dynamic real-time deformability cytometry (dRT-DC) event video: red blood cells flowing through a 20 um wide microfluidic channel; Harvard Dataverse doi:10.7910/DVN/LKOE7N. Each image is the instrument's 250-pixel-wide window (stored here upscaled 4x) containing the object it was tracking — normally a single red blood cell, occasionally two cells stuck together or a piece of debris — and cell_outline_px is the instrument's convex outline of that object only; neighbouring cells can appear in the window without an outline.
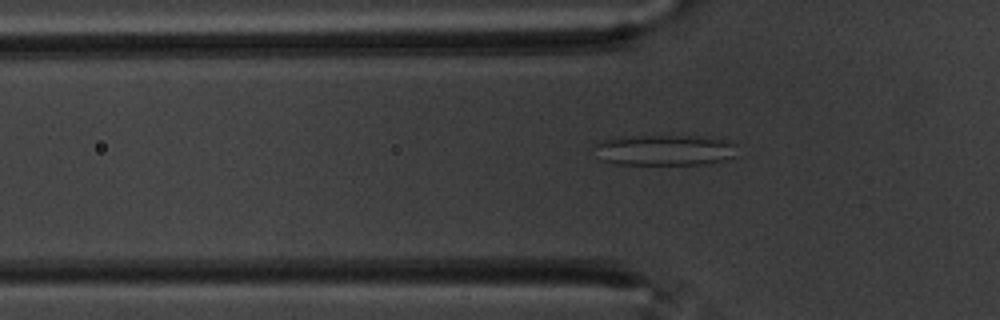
{"species": "common noctule bat (a hibernating species)", "species_latin": "Nyctalus noctula", "temperature_condition": "warm", "stored_images_in_passage": 53, "camera_frame_rate_fps": 3000, "um_per_image_px": 0.085, "animal": {"sex": "male", "body_mass_g": 20.1, "forearm_length_mm": 53.5}, "frame": {"image": 1, "passage_image": 19, "time_ms": 6.0, "image_size_px": [1000, 320], "cell_outline_px": [[736, 156], [708, 164], [616, 164], [596, 160], [592, 148], [596, 144], [604, 140], [616, 136], [696, 136], [728, 140], [736, 144]], "centroid_in_image_um": [56.41, 12.76], "position_along_channel_um": 69.4, "area_um2": 26.13}}
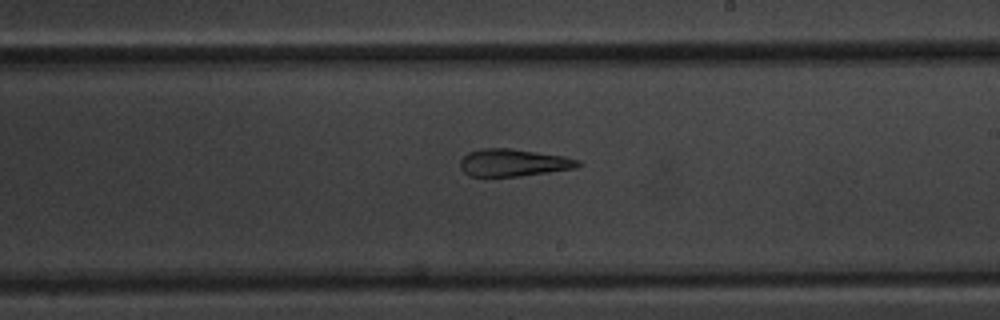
{"frame": {"image": 2, "passage_image": 34, "time_ms": 11.0, "image_size_px": [1000, 320], "cell_outline_px": [[584, 164], [576, 168], [520, 176], [468, 176], [460, 168], [460, 160], [468, 152], [480, 148], [508, 148], [564, 156], [580, 160]], "centroid_in_image_um": [43.64, 13.82], "position_along_channel_um": 245.4, "area_um2": 18.84}}
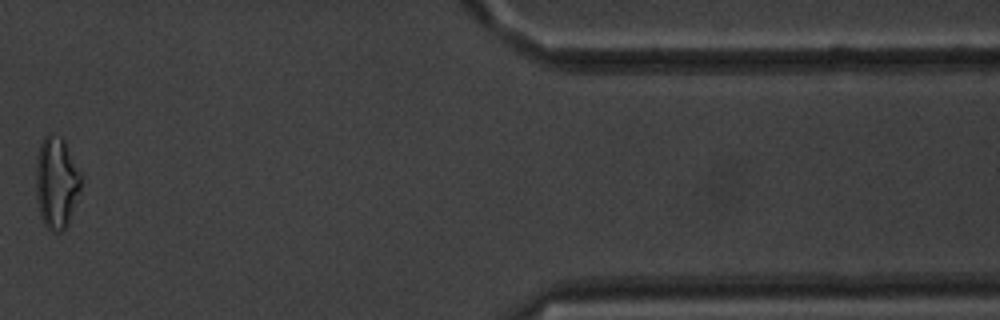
{"frame": {"image": 3, "passage_image": 47, "time_ms": 15.333, "image_size_px": [1000, 320], "cell_outline_px": [[80, 188], [68, 224], [60, 232], [52, 232], [44, 224], [40, 212], [36, 192], [36, 160], [40, 144], [44, 136], [48, 132], [52, 132], [60, 136], [64, 140], [80, 172]], "centroid_in_image_um": [4.78, 15.48], "position_along_channel_um": 406.6, "area_um2": 23.87}, "authors_computed_cell_mechanics": {"area_um2": 22.4264, "velocity_mm_per_s": 3.5191, "shape_relaxation_time_tau1_ms": null, "shape_relaxation_time_tau2_ms": 3.6426, "deformation_change_tau1": null, "deformation_change_tau2": 0.1612}}